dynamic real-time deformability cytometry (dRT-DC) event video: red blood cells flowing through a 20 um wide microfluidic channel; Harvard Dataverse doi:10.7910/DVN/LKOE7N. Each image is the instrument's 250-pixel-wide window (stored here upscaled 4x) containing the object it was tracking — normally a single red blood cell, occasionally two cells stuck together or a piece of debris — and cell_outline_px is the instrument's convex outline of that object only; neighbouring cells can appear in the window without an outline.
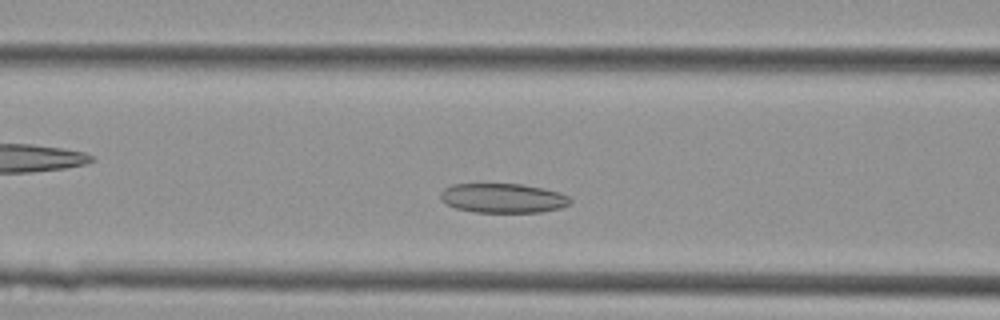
{"species": "Egyptian fruit bat (a non-hibernating species)", "species_latin": "Rousettus aegyptiacus", "temperature_condition": "cold", "stored_images_in_passage": 27, "camera_frame_rate_fps": 3000, "um_per_image_px": 0.085, "animal": {"sex": "female"}, "frame": {"image": 1, "passage_image": 4, "time_ms": 1.0, "image_size_px": [1000, 320], "cell_outline_px": [[572, 204], [560, 208], [540, 212], [472, 212], [456, 208], [444, 204], [440, 200], [440, 192], [444, 188], [452, 184], [524, 184], [544, 188], [560, 192], [568, 196], [572, 200]], "centroid_in_image_um": [42.75, 16.84], "position_along_channel_um": 123.9, "area_um2": 22.6}}
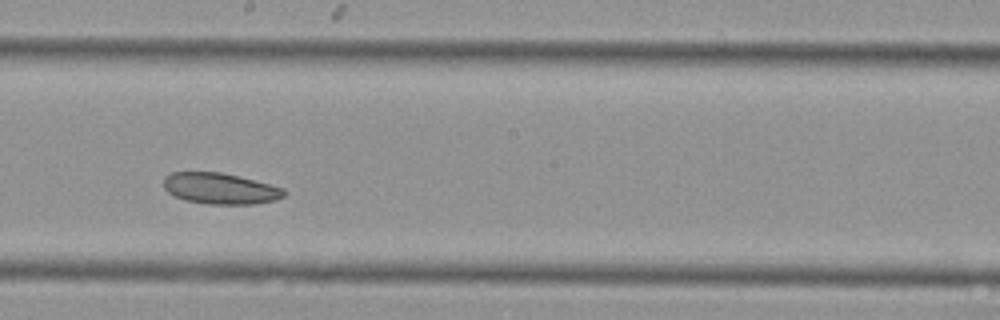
{"frame": {"image": 2, "passage_image": 11, "time_ms": 3.333, "image_size_px": [1000, 320], "cell_outline_px": [[288, 192], [284, 196], [276, 200], [252, 204], [208, 204], [184, 200], [168, 192], [164, 188], [164, 176], [172, 172], [220, 172], [284, 188]], "centroid_in_image_um": [18.71, 16.03], "position_along_channel_um": 229.5, "area_um2": 21.68}}
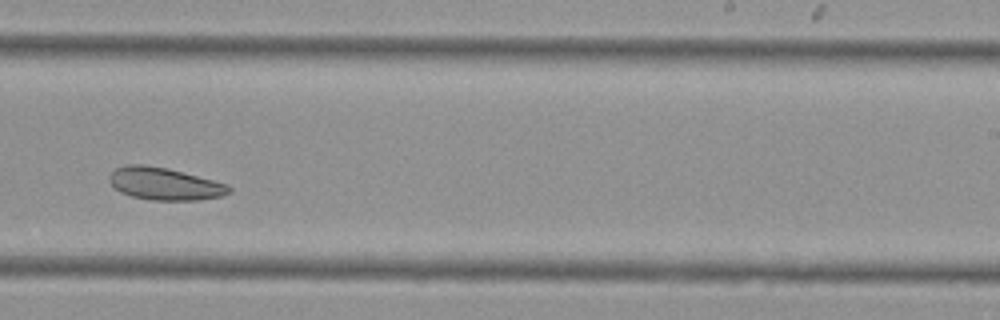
{"frame": {"image": 3, "passage_image": 14, "time_ms": 4.333, "image_size_px": [1000, 320], "cell_outline_px": [[232, 192], [220, 196], [196, 200], [152, 200], [132, 196], [120, 192], [108, 180], [108, 176], [116, 168], [124, 164], [144, 164], [168, 168], [228, 184], [232, 188]], "centroid_in_image_um": [13.98, 15.61], "position_along_channel_um": 275.0, "area_um2": 22.6}}